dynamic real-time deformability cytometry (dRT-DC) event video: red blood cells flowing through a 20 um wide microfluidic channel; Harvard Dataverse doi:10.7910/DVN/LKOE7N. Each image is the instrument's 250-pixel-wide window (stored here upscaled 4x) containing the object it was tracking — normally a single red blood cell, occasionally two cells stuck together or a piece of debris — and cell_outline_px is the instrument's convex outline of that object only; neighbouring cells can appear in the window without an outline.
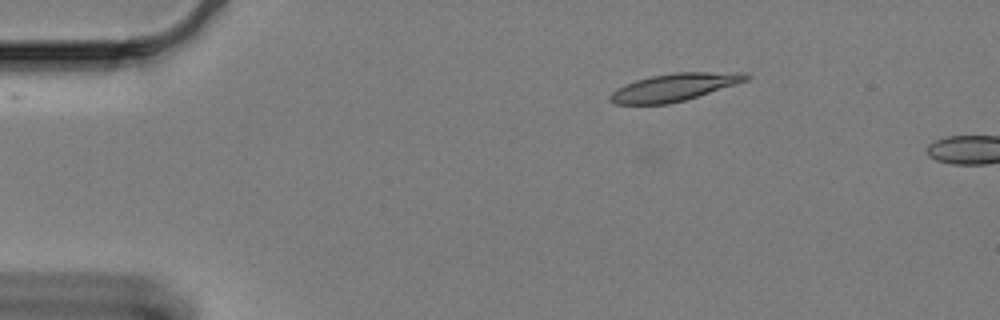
{"species": "Egyptian fruit bat (a non-hibernating species)", "species_latin": "Rousettus aegyptiacus", "temperature_condition": "cold", "stored_images_in_passage": 4, "camera_frame_rate_fps": 3000, "um_per_image_px": 0.085, "animal": {"sex": "female"}, "frame": {"image": 1, "passage_image": 1, "time_ms": 0.0, "image_size_px": [1000, 320], "cell_outline_px": [[752, 76], [748, 80], [736, 84], [684, 100], [668, 104], [616, 104], [608, 100], [608, 96], [616, 88], [624, 84], [636, 80], [652, 76], [672, 72], [748, 72]], "centroid_in_image_um": [57.31, 7.4], "position_along_channel_um": 27.7, "area_um2": 21.91}}